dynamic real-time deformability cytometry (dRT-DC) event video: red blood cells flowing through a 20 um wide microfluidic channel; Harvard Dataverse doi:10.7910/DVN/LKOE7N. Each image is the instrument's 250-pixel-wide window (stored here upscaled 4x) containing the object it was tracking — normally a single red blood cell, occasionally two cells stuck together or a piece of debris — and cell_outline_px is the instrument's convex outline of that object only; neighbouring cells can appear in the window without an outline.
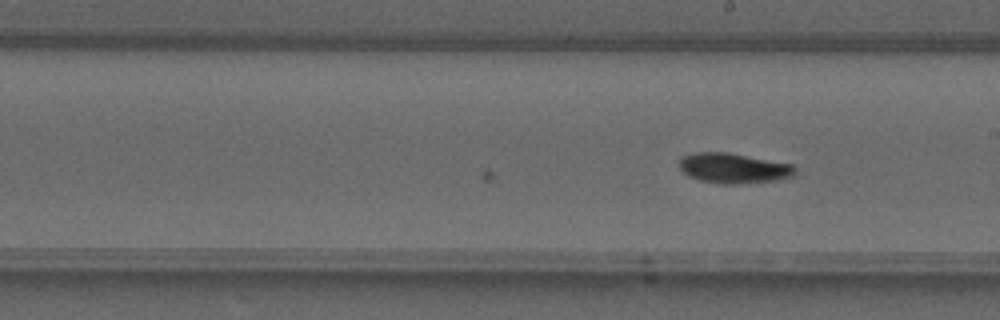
{"species": "common noctule bat (a hibernating species)", "species_latin": "Nyctalus noctula", "temperature_condition": "warm", "stored_images_in_passage": 11, "camera_frame_rate_fps": 3000, "um_per_image_px": 0.085, "animal": {"sex": "male", "forearm_length_mm": 52.5}, "frame": {"image": 1, "passage_image": 11, "time_ms": 3.333, "image_size_px": [1000, 320], "cell_outline_px": [[796, 172], [792, 176], [776, 180], [740, 184], [720, 184], [700, 180], [688, 176], [680, 168], [680, 156], [696, 152], [728, 152], [792, 164], [796, 168]], "centroid_in_image_um": [62.34, 14.29], "position_along_channel_um": 226.7, "area_um2": 20.4}}